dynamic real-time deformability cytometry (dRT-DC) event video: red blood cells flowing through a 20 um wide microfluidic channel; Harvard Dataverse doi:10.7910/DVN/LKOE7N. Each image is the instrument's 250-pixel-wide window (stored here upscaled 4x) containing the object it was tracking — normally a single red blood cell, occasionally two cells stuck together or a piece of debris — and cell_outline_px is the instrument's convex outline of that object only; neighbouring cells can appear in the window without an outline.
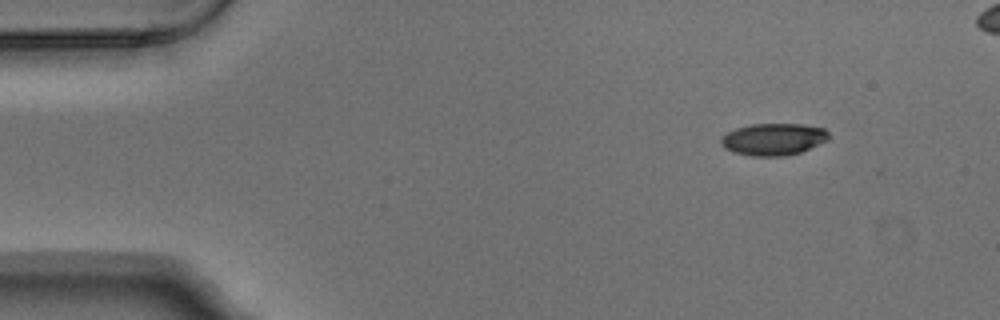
{"species": "Egyptian fruit bat (a non-hibernating species)", "species_latin": "Rousettus aegyptiacus", "temperature_condition": "warm", "stored_images_in_passage": 4, "camera_frame_rate_fps": 3000, "um_per_image_px": 0.085, "animal": {"sex": "male"}, "frame": {"image": 1, "passage_image": 1, "time_ms": 0.0, "image_size_px": [1000, 320], "cell_outline_px": [[828, 140], [800, 152], [784, 156], [752, 156], [736, 152], [724, 148], [720, 144], [720, 140], [728, 132], [736, 128], [752, 124], [804, 124], [824, 128], [828, 132]], "centroid_in_image_um": [65.75, 11.83], "position_along_channel_um": 19.3, "area_um2": 19.94}}